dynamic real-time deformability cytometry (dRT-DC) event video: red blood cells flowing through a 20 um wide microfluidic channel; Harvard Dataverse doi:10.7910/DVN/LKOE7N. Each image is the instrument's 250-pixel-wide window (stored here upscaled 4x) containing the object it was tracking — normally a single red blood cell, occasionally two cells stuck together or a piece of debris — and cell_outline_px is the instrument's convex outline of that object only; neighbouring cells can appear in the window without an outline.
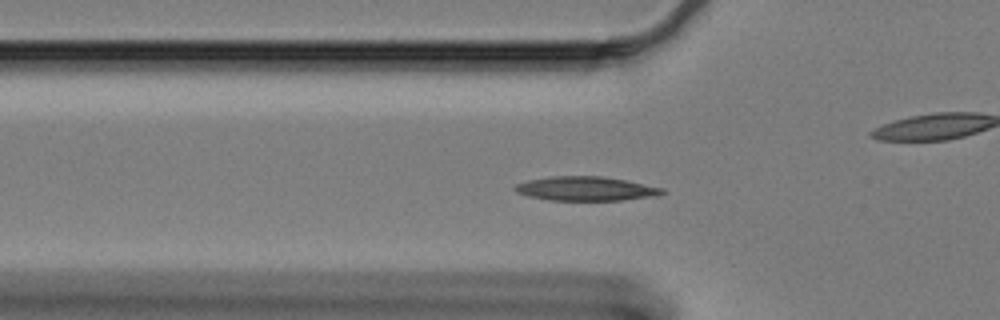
{"species": "Egyptian fruit bat (a non-hibernating species)", "species_latin": "Rousettus aegyptiacus", "temperature_condition": "cold", "stored_images_in_passage": 60, "camera_frame_rate_fps": 3000, "um_per_image_px": 0.085, "animal": {"sex": "female"}, "frame": {"image": 1, "passage_image": 18, "time_ms": 5.667, "image_size_px": [1000, 320], "cell_outline_px": [[668, 192], [660, 196], [624, 200], [548, 200], [528, 196], [516, 192], [512, 188], [516, 184], [528, 180], [552, 176], [600, 176], [624, 180], [664, 188]], "centroid_in_image_um": [49.83, 16.04], "position_along_channel_um": 76.0, "area_um2": 20.87}}
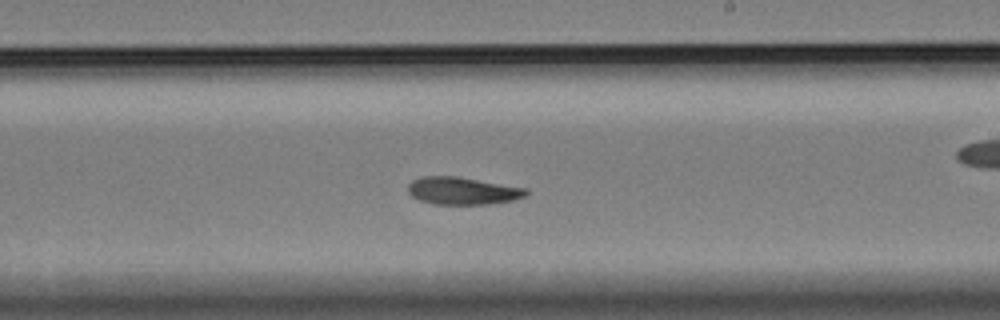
{"frame": {"image": 2, "passage_image": 34, "time_ms": 11.0, "image_size_px": [1000, 320], "cell_outline_px": [[528, 192], [524, 196], [512, 200], [488, 204], [432, 204], [420, 200], [412, 196], [408, 192], [408, 184], [412, 180], [424, 176], [456, 176], [528, 188]], "centroid_in_image_um": [39.3, 16.21], "position_along_channel_um": 249.7, "area_um2": 18.84}}
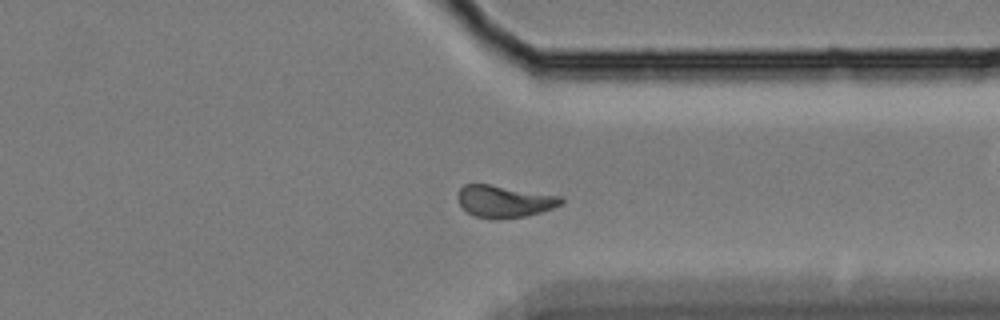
{"frame": {"image": 3, "passage_image": 45, "time_ms": 14.667, "image_size_px": [1000, 320], "cell_outline_px": [[564, 200], [560, 204], [552, 208], [528, 216], [476, 216], [468, 212], [460, 204], [456, 196], [460, 188], [464, 184], [488, 184], [564, 196]], "centroid_in_image_um": [42.89, 17.06], "position_along_channel_um": 368.5, "area_um2": 18.67}}